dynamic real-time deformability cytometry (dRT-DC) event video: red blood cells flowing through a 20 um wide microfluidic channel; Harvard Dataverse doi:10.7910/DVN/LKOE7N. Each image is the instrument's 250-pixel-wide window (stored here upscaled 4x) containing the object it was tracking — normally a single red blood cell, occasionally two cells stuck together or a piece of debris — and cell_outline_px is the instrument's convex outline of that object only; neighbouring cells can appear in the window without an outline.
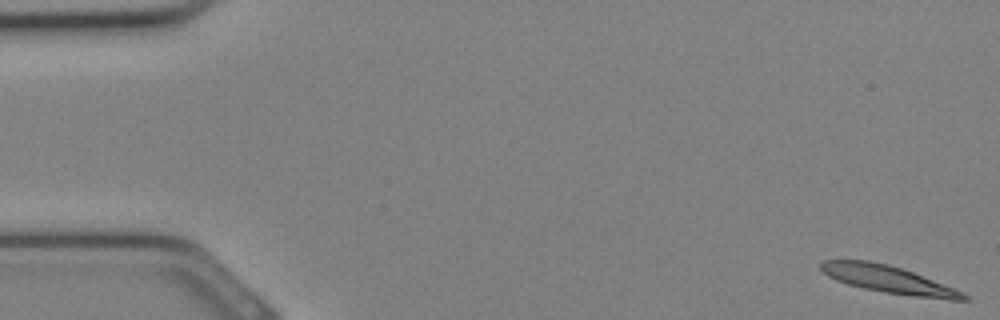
{"species": "Egyptian fruit bat (a non-hibernating species)", "species_latin": "Rousettus aegyptiacus", "temperature_condition": "cold", "stored_images_in_passage": 12, "camera_frame_rate_fps": 3000, "um_per_image_px": 0.085, "animal": {"sex": "female"}, "frame": {"image": 1, "passage_image": 1, "time_ms": 0.0, "image_size_px": [1000, 320], "cell_outline_px": [[972, 300], [948, 300], [884, 292], [864, 288], [848, 284], [836, 280], [828, 276], [820, 268], [820, 260], [868, 260], [888, 264], [912, 272], [964, 292]], "centroid_in_image_um": [75.52, 23.75], "position_along_channel_um": 9.5, "area_um2": 22.54}}
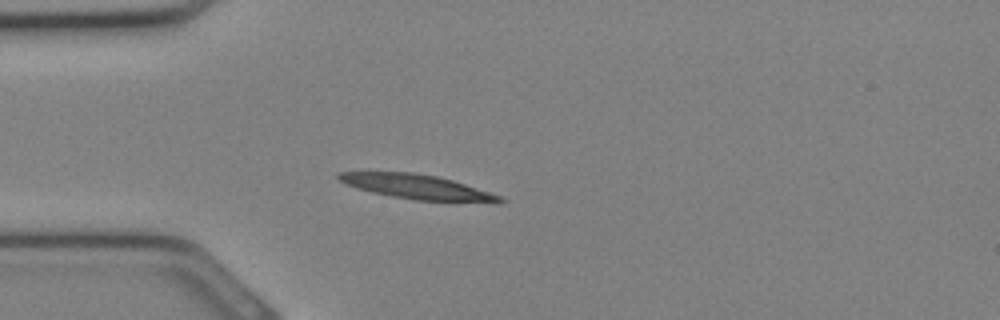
{"frame": {"image": 2, "passage_image": 9, "time_ms": 2.667, "image_size_px": [1000, 320], "cell_outline_px": [[508, 200], [500, 204], [416, 200], [392, 196], [372, 192], [356, 188], [340, 180], [336, 176], [336, 172], [412, 172], [436, 176], [452, 180], [500, 196]], "centroid_in_image_um": [35.54, 15.91], "position_along_channel_um": 49.5, "area_um2": 23.18}}
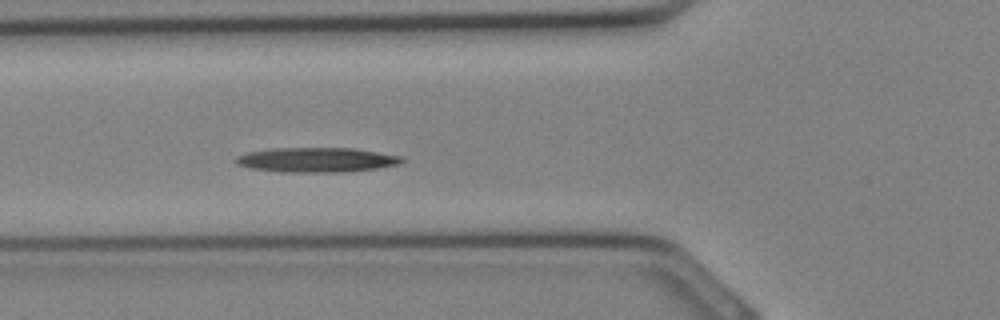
{"frame": {"image": 3, "passage_image": 12, "time_ms": 3.667, "image_size_px": [1000, 320], "cell_outline_px": [[404, 160], [400, 164], [376, 168], [344, 172], [280, 172], [252, 168], [236, 164], [232, 160], [236, 156], [248, 152], [272, 148], [356, 148], [400, 156]], "centroid_in_image_um": [26.87, 13.58], "position_along_channel_um": 98.9, "area_um2": 23.93}}